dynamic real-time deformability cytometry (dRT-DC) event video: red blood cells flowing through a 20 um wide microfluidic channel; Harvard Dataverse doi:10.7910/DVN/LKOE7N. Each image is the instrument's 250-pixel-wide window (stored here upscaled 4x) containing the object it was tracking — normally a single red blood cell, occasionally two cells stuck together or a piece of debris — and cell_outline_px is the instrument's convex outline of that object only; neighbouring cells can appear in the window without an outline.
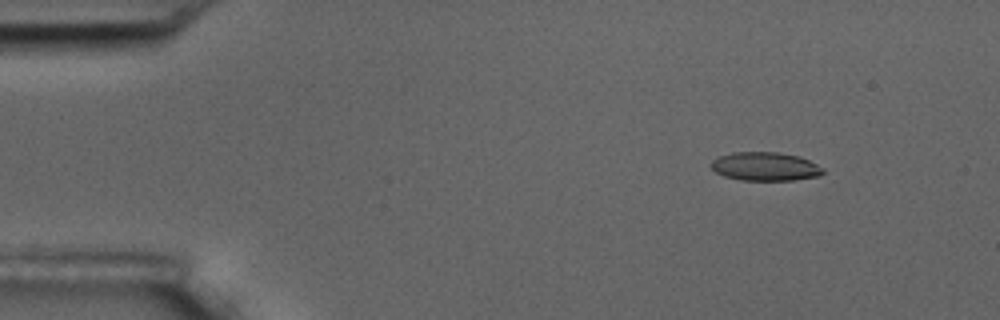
{"species": "common noctule bat (a hibernating species)", "species_latin": "Nyctalus noctula", "temperature_condition": "room temperature", "stored_images_in_passage": 3, "camera_frame_rate_fps": 3000, "um_per_image_px": 0.085, "animal": {"sex": "male", "body_mass_g": 17.5, "forearm_length_mm": 52.3}, "frame": {"image": 1, "passage_image": 1, "time_ms": 0.0, "image_size_px": [1000, 320], "cell_outline_px": [[824, 172], [820, 176], [792, 180], [740, 180], [724, 176], [716, 172], [708, 164], [716, 156], [732, 152], [776, 152], [796, 156], [808, 160], [824, 168]], "centroid_in_image_um": [64.99, 14.15], "position_along_channel_um": 20.0, "area_um2": 18.73}}